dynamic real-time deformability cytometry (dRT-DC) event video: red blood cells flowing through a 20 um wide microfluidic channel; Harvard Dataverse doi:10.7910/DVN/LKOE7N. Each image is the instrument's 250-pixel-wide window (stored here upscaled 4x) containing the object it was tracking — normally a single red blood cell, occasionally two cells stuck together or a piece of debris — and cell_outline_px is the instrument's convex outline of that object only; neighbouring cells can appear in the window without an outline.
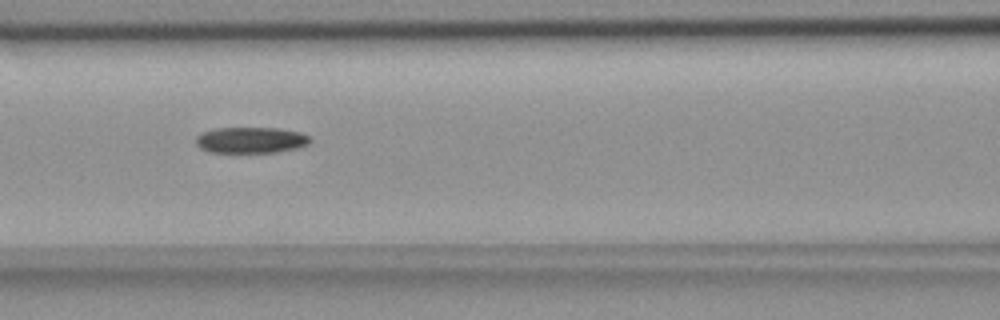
{"species": "common noctule bat (a hibernating species)", "species_latin": "Nyctalus noctula", "temperature_condition": "room temperature", "stored_images_in_passage": 18, "camera_frame_rate_fps": 3000, "um_per_image_px": 0.085, "animal": {"sex": "female", "body_mass_g": 18.4}, "frame": {"image": 1, "passage_image": 8, "time_ms": 2.333, "image_size_px": [1000, 320], "cell_outline_px": [[312, 140], [308, 144], [296, 148], [276, 152], [208, 152], [200, 148], [196, 144], [196, 136], [200, 132], [216, 128], [280, 128], [300, 132], [308, 136]], "centroid_in_image_um": [21.3, 11.9], "position_along_channel_um": 145.3, "area_um2": 17.4}}
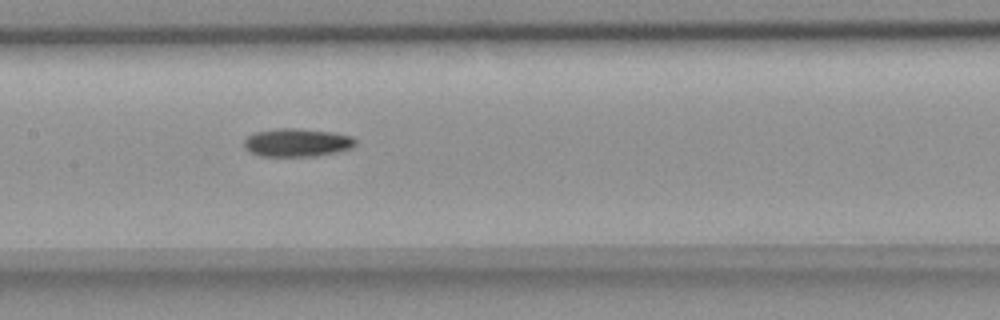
{"frame": {"image": 2, "passage_image": 11, "time_ms": 3.333, "image_size_px": [1000, 320], "cell_outline_px": [[356, 144], [352, 148], [336, 152], [312, 156], [260, 156], [244, 148], [244, 140], [248, 136], [256, 132], [276, 128], [296, 128], [332, 132], [352, 136], [356, 140]], "centroid_in_image_um": [25.25, 12.11], "position_along_channel_um": 182.1, "area_um2": 18.26}}